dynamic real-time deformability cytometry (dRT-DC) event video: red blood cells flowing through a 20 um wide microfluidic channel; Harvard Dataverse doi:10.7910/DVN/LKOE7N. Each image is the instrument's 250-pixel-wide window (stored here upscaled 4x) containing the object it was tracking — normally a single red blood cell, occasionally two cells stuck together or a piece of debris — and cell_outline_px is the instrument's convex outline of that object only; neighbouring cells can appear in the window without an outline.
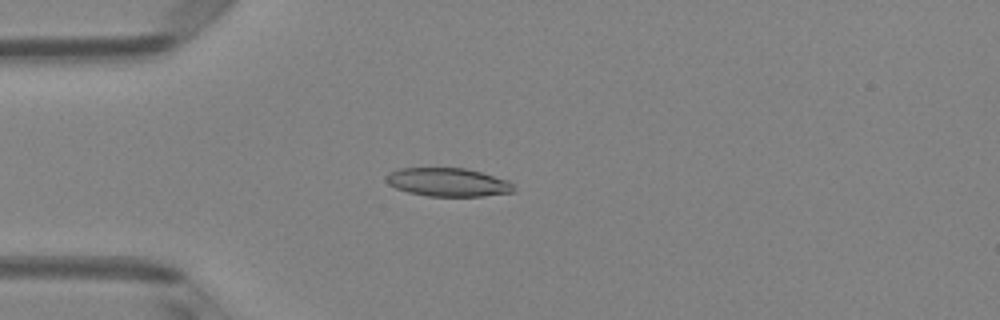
{"species": "Egyptian fruit bat (a non-hibernating species)", "species_latin": "Rousettus aegyptiacus", "temperature_condition": "room temperature", "stored_images_in_passage": 27, "camera_frame_rate_fps": 3000, "um_per_image_px": 0.085, "animal": {"sex": "female"}, "frame": {"image": 1, "passage_image": 13, "time_ms": 4.0, "image_size_px": [1000, 320], "cell_outline_px": [[516, 188], [512, 192], [484, 196], [428, 196], [408, 192], [396, 188], [388, 184], [384, 180], [384, 176], [388, 172], [400, 168], [464, 168], [480, 172], [508, 180]], "centroid_in_image_um": [38.03, 15.48], "position_along_channel_um": 47.0, "area_um2": 21.21}}
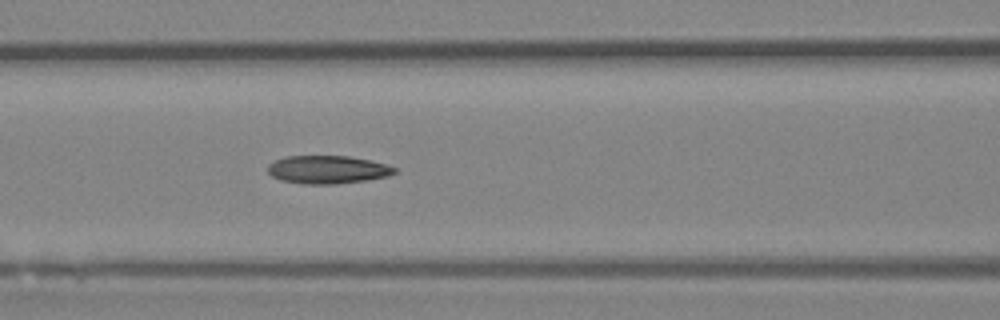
{"frame": {"image": 2, "passage_image": 21, "time_ms": 6.667, "image_size_px": [1000, 320], "cell_outline_px": [[396, 172], [388, 176], [368, 180], [336, 184], [304, 184], [280, 180], [272, 176], [268, 172], [268, 164], [284, 156], [348, 156], [368, 160], [384, 164], [396, 168]], "centroid_in_image_um": [27.82, 14.42], "position_along_channel_um": 138.8, "area_um2": 20.69}}
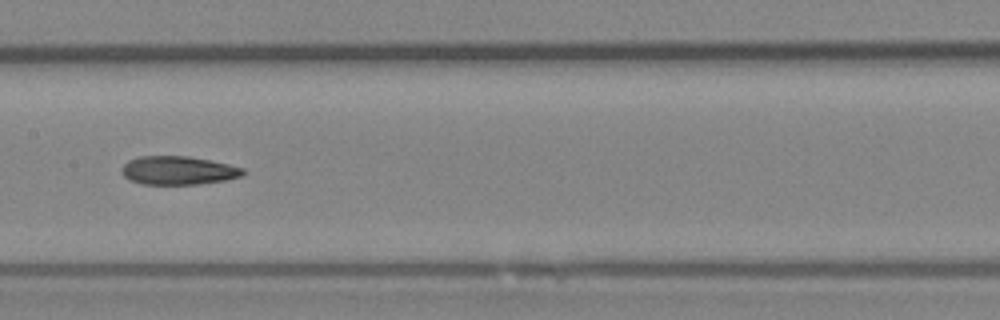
{"frame": {"image": 3, "passage_image": 25, "time_ms": 8.0, "image_size_px": [1000, 320], "cell_outline_px": [[244, 172], [240, 176], [224, 180], [200, 184], [140, 184], [128, 180], [120, 172], [120, 168], [128, 160], [140, 156], [188, 156], [228, 164], [244, 168]], "centroid_in_image_um": [15.08, 14.49], "position_along_channel_um": 192.3, "area_um2": 20.17}}